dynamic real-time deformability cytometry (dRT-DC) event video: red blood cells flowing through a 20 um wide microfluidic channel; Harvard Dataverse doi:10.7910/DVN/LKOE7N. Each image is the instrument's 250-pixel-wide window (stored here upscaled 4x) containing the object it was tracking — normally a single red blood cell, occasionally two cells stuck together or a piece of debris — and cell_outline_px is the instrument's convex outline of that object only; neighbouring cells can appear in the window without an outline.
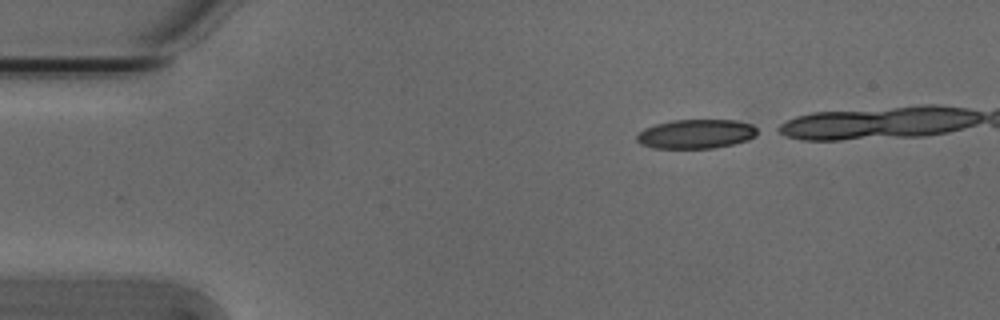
{"species": "Egyptian fruit bat (a non-hibernating species)", "species_latin": "Rousettus aegyptiacus", "temperature_condition": "cold", "stored_images_in_passage": 5, "camera_frame_rate_fps": 3000, "um_per_image_px": 0.085, "animal": {"sex": "male"}, "frame": {"image": 1, "passage_image": 1, "time_ms": 0.0, "image_size_px": [1000, 320], "cell_outline_px": [[760, 128], [756, 136], [748, 140], [732, 144], [712, 148], [652, 148], [640, 144], [636, 140], [636, 136], [644, 128], [656, 124], [672, 120], [736, 120], [752, 124]], "centroid_in_image_um": [59.19, 11.38], "position_along_channel_um": 25.8, "area_um2": 20.69}}